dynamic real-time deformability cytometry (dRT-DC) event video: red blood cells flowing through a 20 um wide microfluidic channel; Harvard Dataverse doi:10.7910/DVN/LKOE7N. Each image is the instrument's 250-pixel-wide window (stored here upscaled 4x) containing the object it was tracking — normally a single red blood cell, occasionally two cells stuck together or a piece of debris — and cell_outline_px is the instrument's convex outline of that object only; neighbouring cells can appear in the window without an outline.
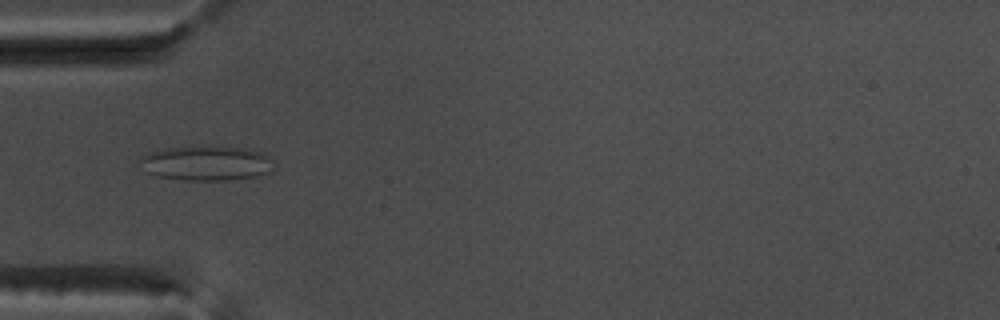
{"species": "common noctule bat (a hibernating species)", "species_latin": "Nyctalus noctula", "temperature_condition": "warm", "stored_images_in_passage": 53, "camera_frame_rate_fps": 3000, "um_per_image_px": 0.085, "animal": {"sex": "male", "body_mass_g": 17.5, "forearm_length_mm": 52.3}, "frame": {"image": 1, "passage_image": 17, "time_ms": 5.333, "image_size_px": [1000, 320], "cell_outline_px": [[272, 172], [256, 176], [224, 180], [184, 180], [156, 176], [148, 172], [140, 160], [140, 156], [148, 152], [168, 148], [208, 144], [252, 148], [264, 152], [268, 156]], "centroid_in_image_um": [17.57, 13.83], "position_along_channel_um": 67.4, "area_um2": 27.57}}
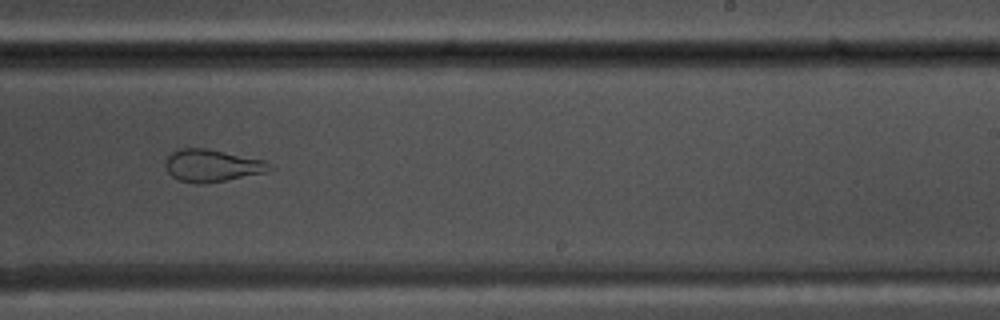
{"frame": {"image": 2, "passage_image": 33, "time_ms": 10.667, "image_size_px": [1000, 320], "cell_outline_px": [[276, 168], [268, 172], [224, 180], [200, 184], [196, 184], [180, 180], [172, 176], [168, 172], [164, 164], [168, 156], [176, 148], [204, 148], [264, 160]], "centroid_in_image_um": [18.02, 14.07], "position_along_channel_um": 271.0, "area_um2": 19.54}}
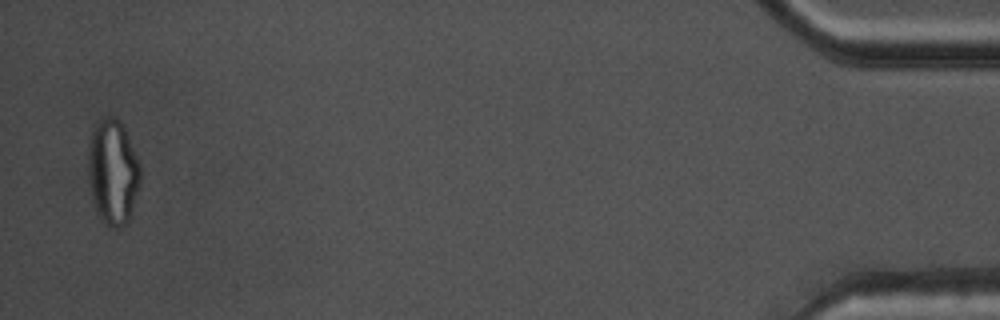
{"frame": {"image": 3, "passage_image": 52, "time_ms": 17.0, "image_size_px": [1000, 320], "cell_outline_px": [[140, 184], [132, 216], [120, 228], [112, 228], [100, 216], [96, 208], [92, 196], [88, 176], [88, 152], [92, 128], [96, 120], [104, 116], [116, 116], [120, 120], [124, 128], [140, 164]], "centroid_in_image_um": [9.6, 14.58], "position_along_channel_um": 425.6, "area_um2": 32.19}, "authors_computed_cell_mechanics": {"area_um2": 27.3394, "velocity_mm_per_s": 3.8223, "shape_relaxation_time_tau1_ms": null, "shape_relaxation_time_tau2_ms": 1.4143, "deformation_change_tau1": null, "deformation_change_tau2": 0.0803}}